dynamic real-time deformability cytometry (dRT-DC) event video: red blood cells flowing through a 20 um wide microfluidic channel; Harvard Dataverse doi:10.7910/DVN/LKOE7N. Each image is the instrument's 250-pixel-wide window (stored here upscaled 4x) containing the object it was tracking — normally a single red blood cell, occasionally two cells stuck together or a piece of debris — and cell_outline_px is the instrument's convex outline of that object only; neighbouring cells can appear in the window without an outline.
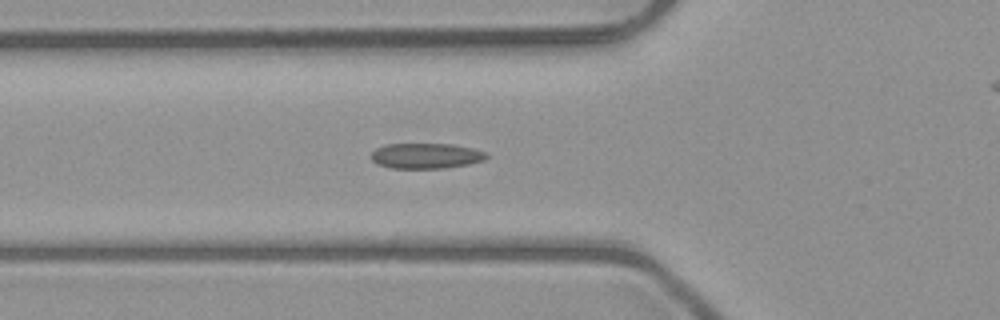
{"species": "common noctule bat (a hibernating species)", "species_latin": "Nyctalus noctula", "temperature_condition": "room temperature", "stored_images_in_passage": 36, "camera_frame_rate_fps": 3000, "um_per_image_px": 0.085, "animal": {"sex": "male", "body_mass_g": 23.1, "forearm_length_mm": 52.7}, "frame": {"image": 1, "passage_image": 2, "time_ms": 0.333, "image_size_px": [1000, 320], "cell_outline_px": [[488, 156], [484, 160], [468, 164], [448, 168], [392, 168], [376, 164], [372, 160], [372, 152], [376, 148], [388, 144], [452, 144], [472, 148], [488, 152]], "centroid_in_image_um": [36.23, 13.25], "position_along_channel_um": 89.6, "area_um2": 17.11}}
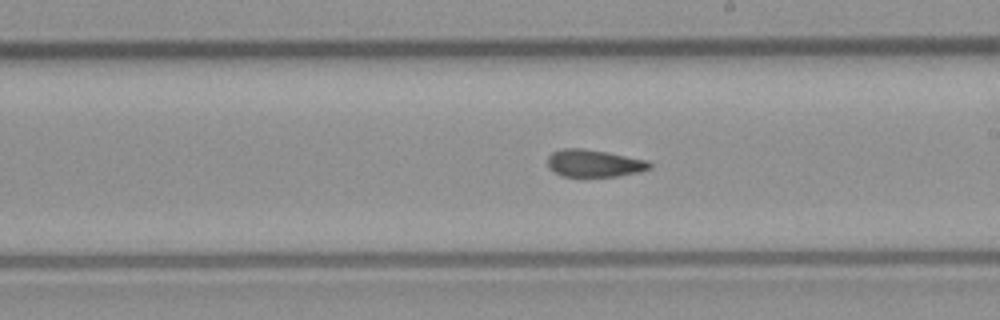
{"frame": {"image": 2, "passage_image": 13, "time_ms": 4.0, "image_size_px": [1000, 320], "cell_outline_px": [[652, 168], [640, 172], [616, 176], [560, 176], [552, 172], [548, 168], [548, 156], [552, 152], [564, 148], [580, 148], [608, 152], [648, 160], [652, 164]], "centroid_in_image_um": [50.5, 13.88], "position_along_channel_um": 238.5, "area_um2": 16.42}}
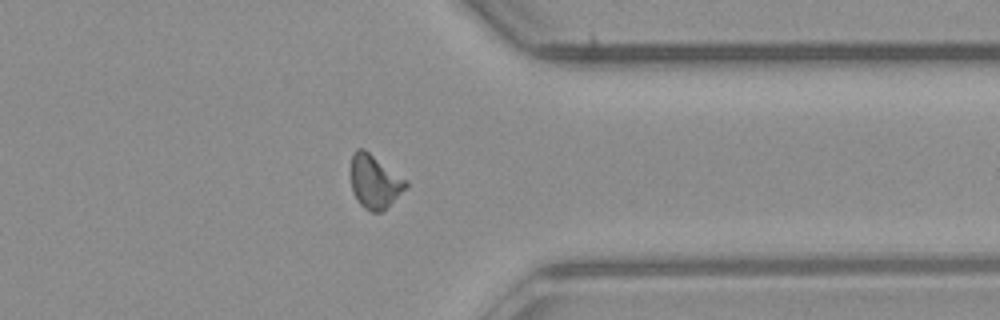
{"frame": {"image": 3, "passage_image": 24, "time_ms": 7.667, "image_size_px": [1000, 320], "cell_outline_px": [[408, 184], [380, 212], [372, 212], [364, 208], [356, 200], [352, 192], [352, 152], [356, 148], [364, 148], [408, 180]], "centroid_in_image_um": [31.82, 15.39], "position_along_channel_um": 379.6, "area_um2": 16.88}}